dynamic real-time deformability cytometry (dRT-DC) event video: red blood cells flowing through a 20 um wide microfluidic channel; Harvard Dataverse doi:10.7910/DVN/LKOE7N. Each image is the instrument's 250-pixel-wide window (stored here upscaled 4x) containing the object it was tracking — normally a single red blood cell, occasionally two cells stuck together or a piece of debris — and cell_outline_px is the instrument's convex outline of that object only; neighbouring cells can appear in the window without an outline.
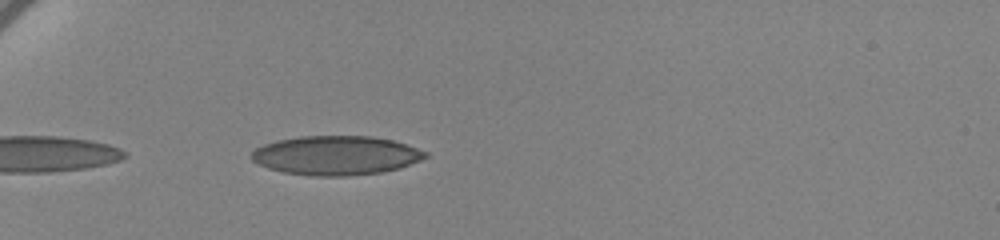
{"species": "human", "species_latin": "Homo sapiens", "temperature_condition": "cold", "stored_images_in_passage": 44, "camera_frame_rate_fps": 3000, "um_per_image_px": 0.085, "donor": {"sex": "female"}, "frame": {"image": 1, "passage_image": 4, "time_ms": 1.0, "image_size_px": [1000, 240], "cell_outline_px": [[428, 156], [420, 160], [400, 168], [380, 172], [344, 176], [312, 176], [284, 172], [268, 168], [252, 160], [248, 156], [256, 148], [264, 144], [276, 140], [300, 136], [372, 136], [392, 140], [428, 152]], "centroid_in_image_um": [28.53, 13.2], "position_along_channel_um": 56.5, "area_um2": 39.59}}
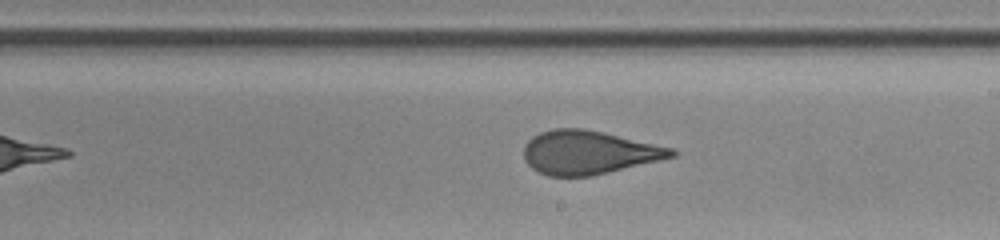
{"frame": {"image": 2, "passage_image": 22, "time_ms": 7.0, "image_size_px": [1000, 240], "cell_outline_px": [[680, 152], [676, 156], [608, 172], [588, 176], [548, 176], [536, 172], [524, 160], [524, 144], [532, 136], [540, 132], [552, 128], [584, 128], [672, 148]], "centroid_in_image_um": [49.98, 12.95], "position_along_channel_um": 239.0, "area_um2": 37.4}}
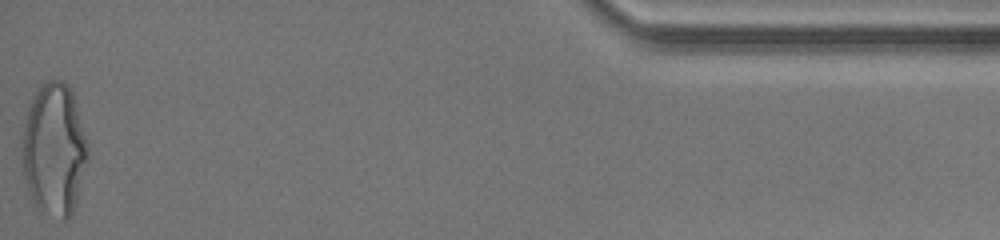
{"frame": {"image": 3, "passage_image": 44, "time_ms": 14.333, "image_size_px": [1000, 240], "cell_outline_px": [[88, 156], [76, 204], [72, 216], [68, 220], [60, 220], [40, 212], [32, 200], [20, 164], [20, 140], [28, 104], [36, 88], [44, 80], [64, 80], [68, 84], [72, 92], [88, 144]], "centroid_in_image_um": [4.55, 12.71], "position_along_channel_um": 430.6, "area_um2": 52.02}, "authors_computed_cell_mechanics": {"area_um2": 38.6971, "velocity_mm_per_s": 3.4598, "shape_relaxation_time_tau1_ms": 4.6594, "shape_relaxation_time_tau2_ms": 1.0407, "deformation_change_tau1": 0.168, "deformation_change_tau2": 0.0961}}